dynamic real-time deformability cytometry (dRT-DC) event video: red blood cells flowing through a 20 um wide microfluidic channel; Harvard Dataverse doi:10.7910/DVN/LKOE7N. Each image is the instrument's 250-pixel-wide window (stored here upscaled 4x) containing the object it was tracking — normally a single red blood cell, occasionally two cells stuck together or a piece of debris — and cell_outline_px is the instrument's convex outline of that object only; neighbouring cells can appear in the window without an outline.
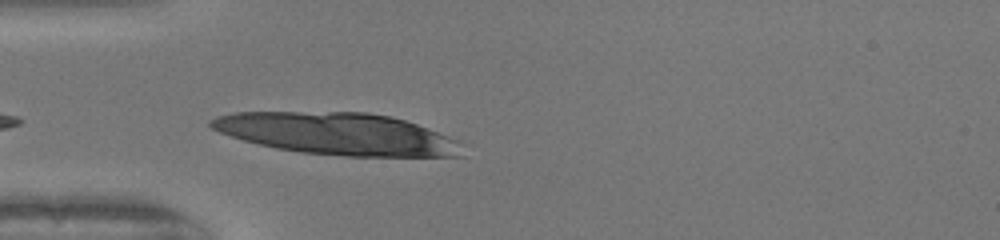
{"species": "human", "species_latin": "Homo sapiens", "temperature_condition": "warm", "stored_images_in_passage": 35, "camera_frame_rate_fps": 3000, "um_per_image_px": 0.085, "donor": {"sex": "female"}, "frame": {"image": 1, "passage_image": 2, "time_ms": 0.333, "image_size_px": [1000, 240], "cell_outline_px": [[464, 156], [344, 156], [300, 152], [276, 148], [244, 140], [220, 132], [212, 128], [208, 124], [208, 120], [216, 116], [236, 112], [368, 112], [392, 116], [416, 124], [460, 140]], "centroid_in_image_um": [28.7, 11.37], "position_along_channel_um": 56.3, "area_um2": 61.33}}
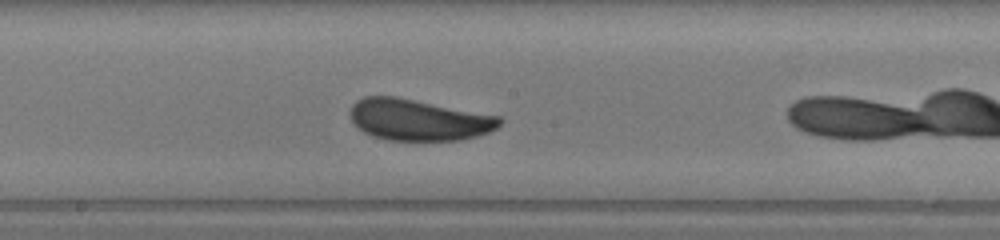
{"frame": {"image": 2, "passage_image": 11, "time_ms": 3.333, "image_size_px": [1000, 240], "cell_outline_px": [[504, 120], [496, 128], [488, 132], [476, 136], [460, 140], [388, 140], [372, 136], [364, 132], [352, 120], [352, 104], [356, 100], [364, 96], [396, 96], [500, 116]], "centroid_in_image_um": [35.6, 10.18], "position_along_channel_um": 212.6, "area_um2": 35.84}}
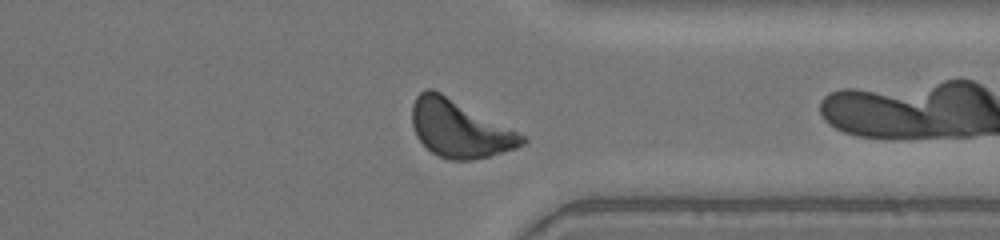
{"frame": {"image": 3, "passage_image": 23, "time_ms": 7.333, "image_size_px": [1000, 240], "cell_outline_px": [[528, 140], [524, 144], [516, 148], [488, 156], [472, 160], [448, 160], [436, 156], [416, 136], [412, 124], [412, 104], [416, 96], [424, 88], [432, 88], [528, 136]], "centroid_in_image_um": [39.07, 10.94], "position_along_channel_um": 372.3, "area_um2": 36.88}, "authors_computed_cell_mechanics": {"area_um2": 35.3158, "velocity_mm_per_s": 4.0612, "shape_relaxation_time_tau1_ms": 0.9416, "shape_relaxation_time_tau2_ms": 0.7126, "deformation_change_tau1": 0.2383, "deformation_change_tau2": 0.0859}}